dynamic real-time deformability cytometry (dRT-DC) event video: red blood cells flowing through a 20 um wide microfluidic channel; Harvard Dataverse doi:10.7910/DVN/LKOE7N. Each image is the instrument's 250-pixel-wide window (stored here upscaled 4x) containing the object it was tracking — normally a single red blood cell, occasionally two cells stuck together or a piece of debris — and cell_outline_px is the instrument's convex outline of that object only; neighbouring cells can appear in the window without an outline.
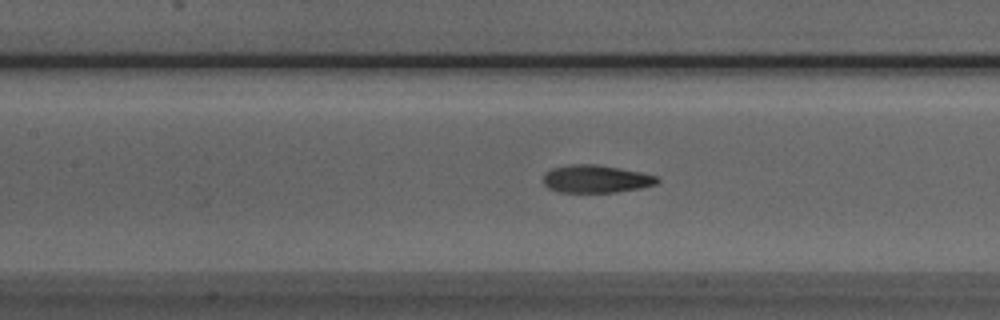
{"species": "Egyptian fruit bat (a non-hibernating species)", "species_latin": "Rousettus aegyptiacus", "temperature_condition": "room temperature", "stored_images_in_passage": 51, "camera_frame_rate_fps": 3000, "um_per_image_px": 0.085, "animal": {"sex": "male"}, "frame": {"image": 1, "passage_image": 22, "time_ms": 7.0, "image_size_px": [1000, 320], "cell_outline_px": [[660, 180], [656, 184], [640, 188], [616, 192], [560, 192], [548, 188], [544, 184], [544, 176], [552, 168], [572, 164], [596, 164], [640, 172], [656, 176]], "centroid_in_image_um": [50.66, 15.21], "position_along_channel_um": 156.7, "area_um2": 18.21}}
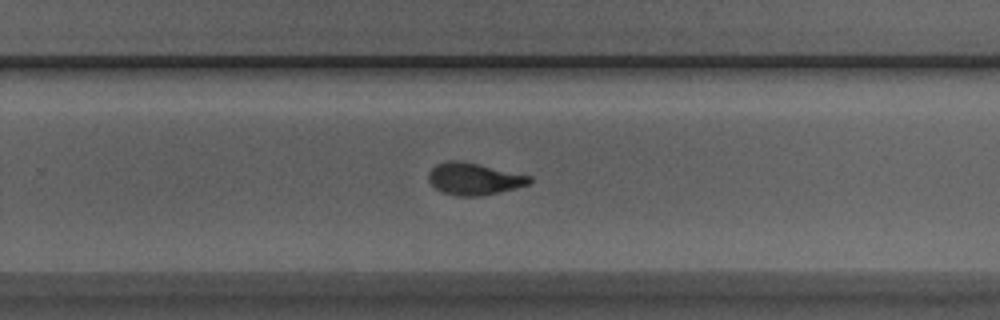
{"frame": {"image": 2, "passage_image": 32, "time_ms": 10.333, "image_size_px": [1000, 320], "cell_outline_px": [[532, 180], [528, 184], [516, 188], [480, 196], [456, 196], [440, 192], [428, 180], [428, 172], [436, 164], [448, 160], [460, 160], [532, 176]], "centroid_in_image_um": [40.26, 15.2], "position_along_channel_um": 289.5, "area_um2": 18.84}}
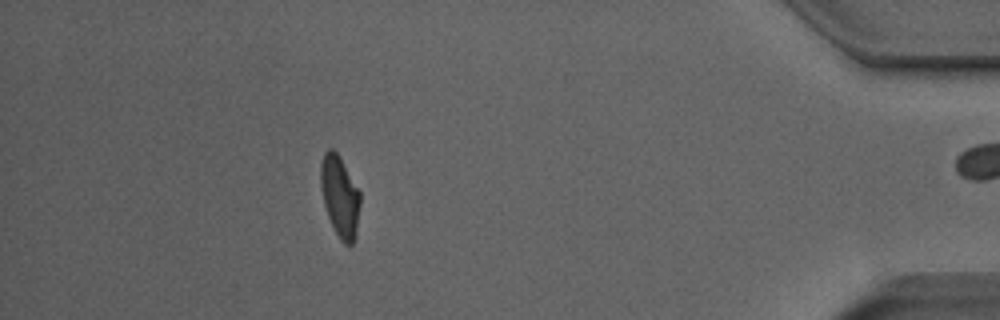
{"frame": {"image": 3, "passage_image": 45, "time_ms": 14.667, "image_size_px": [1000, 320], "cell_outline_px": [[360, 204], [356, 236], [352, 244], [344, 244], [340, 240], [328, 216], [324, 204], [320, 184], [320, 164], [324, 152], [328, 148], [332, 148], [336, 152], [360, 192]], "centroid_in_image_um": [28.88, 16.7], "position_along_channel_um": 406.3, "area_um2": 18.5}, "authors_computed_cell_mechanics": {"area_um2": 18.6694, "velocity_mm_per_s": 3.9935, "shape_relaxation_time_tau1_ms": 5.4431, "shape_relaxation_time_tau2_ms": 1.7364, "deformation_change_tau1": 0.1982, "deformation_change_tau2": 0.0855}}